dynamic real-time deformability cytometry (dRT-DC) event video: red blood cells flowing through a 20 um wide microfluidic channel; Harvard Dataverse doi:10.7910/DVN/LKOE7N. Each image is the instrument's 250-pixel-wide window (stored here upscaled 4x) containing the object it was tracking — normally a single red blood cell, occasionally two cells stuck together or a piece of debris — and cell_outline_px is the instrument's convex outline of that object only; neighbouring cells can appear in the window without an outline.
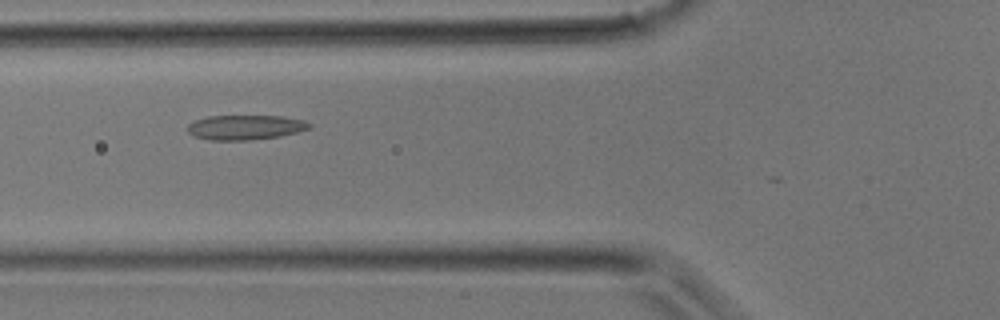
{"species": "common noctule bat (a hibernating species)", "species_latin": "Nyctalus noctula", "temperature_condition": "room temperature", "stored_images_in_passage": 15, "camera_frame_rate_fps": 3000, "um_per_image_px": 0.085, "animal": {"sex": "male", "body_mass_g": 17.9}, "frame": {"image": 1, "passage_image": 4, "time_ms": 1.0, "image_size_px": [1000, 320], "cell_outline_px": [[312, 128], [280, 136], [252, 140], [212, 140], [192, 136], [188, 132], [188, 124], [196, 120], [208, 116], [280, 116], [304, 120], [312, 124]], "centroid_in_image_um": [20.86, 10.82], "position_along_channel_um": 104.9, "area_um2": 17.57}}
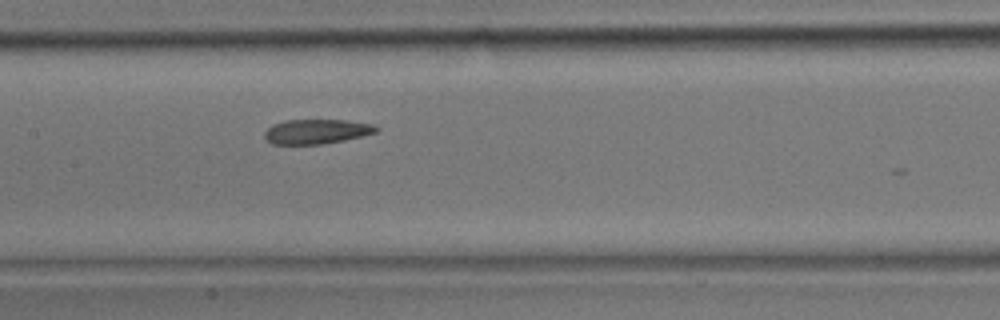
{"frame": {"image": 2, "passage_image": 8, "time_ms": 2.333, "image_size_px": [1000, 320], "cell_outline_px": [[380, 128], [376, 132], [344, 140], [324, 144], [272, 144], [264, 136], [264, 132], [272, 124], [288, 120], [344, 120], [372, 124]], "centroid_in_image_um": [26.89, 11.18], "position_along_channel_um": 180.5, "area_um2": 15.9}}
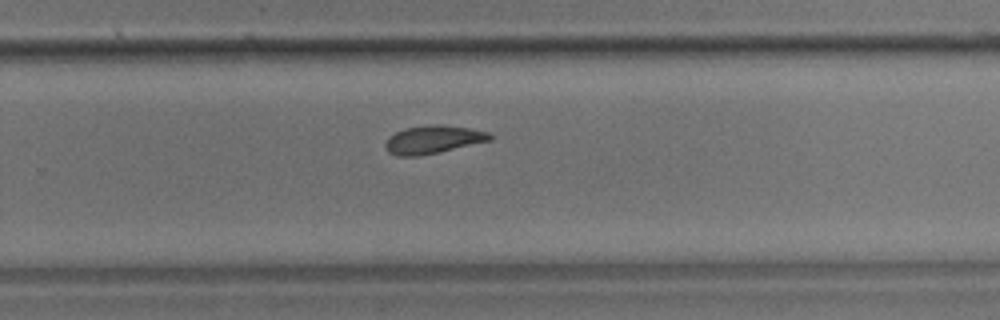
{"frame": {"image": 3, "passage_image": 14, "time_ms": 4.333, "image_size_px": [1000, 320], "cell_outline_px": [[492, 140], [436, 152], [416, 156], [396, 156], [388, 152], [384, 144], [388, 136], [404, 128], [468, 128], [488, 132], [492, 136]], "centroid_in_image_um": [36.75, 11.92], "position_along_channel_um": 293.1, "area_um2": 15.9}}